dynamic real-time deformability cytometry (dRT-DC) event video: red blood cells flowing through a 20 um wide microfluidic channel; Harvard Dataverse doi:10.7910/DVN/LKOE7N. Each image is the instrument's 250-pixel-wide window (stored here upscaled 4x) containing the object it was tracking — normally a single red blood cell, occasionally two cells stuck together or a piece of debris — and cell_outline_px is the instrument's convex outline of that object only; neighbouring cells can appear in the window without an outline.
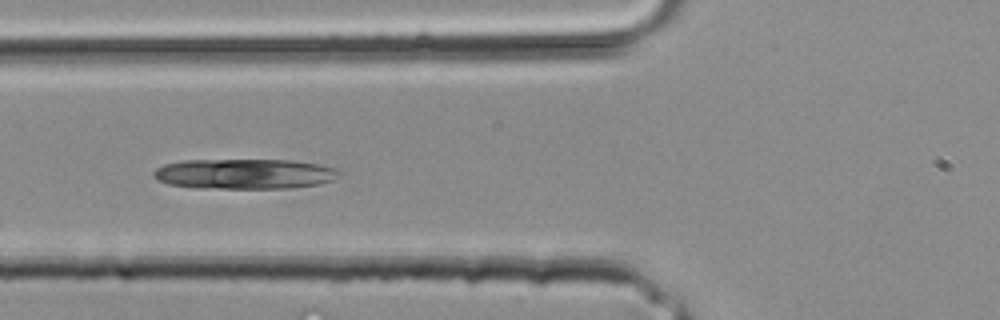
{"species": "common noctule bat (a hibernating species)", "species_latin": "Nyctalus noctula", "temperature_condition": "room temperature", "stored_images_in_passage": 9, "camera_frame_rate_fps": 3000, "um_per_image_px": 0.085, "animal": {"sex": "male", "body_mass_g": 20.4}, "frame": {"image": 1, "passage_image": 3, "time_ms": 0.667, "image_size_px": [1000, 320], "cell_outline_px": [[340, 172], [332, 180], [320, 184], [288, 188], [204, 188], [168, 184], [156, 180], [152, 176], [152, 172], [156, 168], [164, 164], [180, 160], [292, 160], [320, 164], [336, 168]], "centroid_in_image_um": [20.74, 14.77], "position_along_channel_um": 105.1, "area_um2": 32.77}}